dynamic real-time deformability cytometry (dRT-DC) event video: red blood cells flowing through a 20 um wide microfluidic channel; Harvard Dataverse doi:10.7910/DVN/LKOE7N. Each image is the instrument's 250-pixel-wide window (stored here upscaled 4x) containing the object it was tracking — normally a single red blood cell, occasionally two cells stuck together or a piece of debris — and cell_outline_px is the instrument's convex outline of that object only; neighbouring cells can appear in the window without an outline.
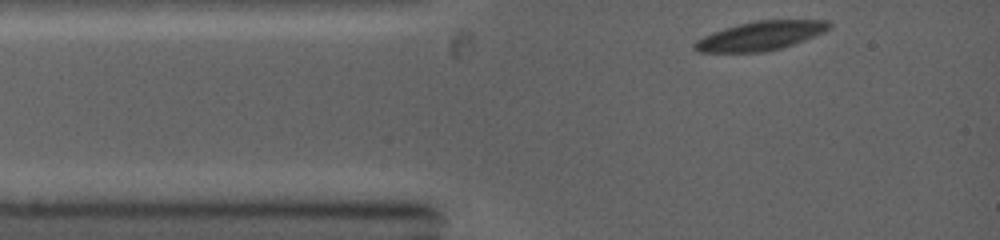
{"species": "common noctule bat (a hibernating species)", "species_latin": "Nyctalus noctula", "temperature_condition": "warm", "stored_images_in_passage": 31, "camera_frame_rate_fps": 5000, "um_per_image_px": 0.085, "animal": {"sex": "female", "body_mass_g": 19.0, "forearm_length_mm": 53.3}, "frame": {"image": 1, "passage_image": 1, "time_ms": 0.0, "image_size_px": [1000, 240], "cell_outline_px": [[832, 24], [824, 32], [804, 40], [780, 48], [764, 52], [700, 52], [692, 48], [692, 44], [696, 40], [712, 32], [724, 28], [756, 20], [828, 20]], "centroid_in_image_um": [64.61, 3.04], "position_along_channel_um": 20.4, "area_um2": 22.6}}
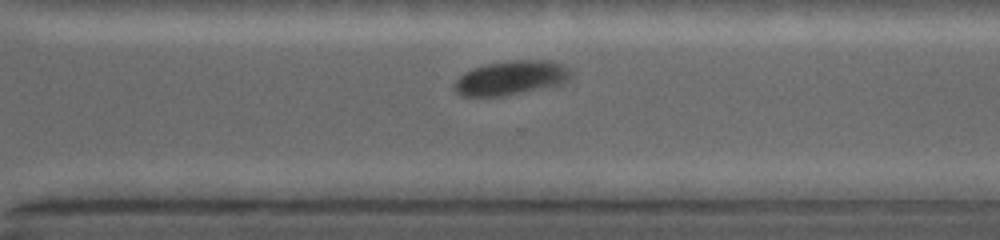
{"frame": {"image": 2, "passage_image": 25, "time_ms": 7.6, "image_size_px": [1000, 240], "cell_outline_px": [[572, 76], [564, 84], [504, 96], [460, 96], [456, 92], [452, 84], [464, 72], [472, 68], [488, 64], [520, 60], [540, 60], [560, 64], [568, 68], [572, 72]], "centroid_in_image_um": [43.43, 6.64], "position_along_channel_um": 327.2, "area_um2": 23.18}}
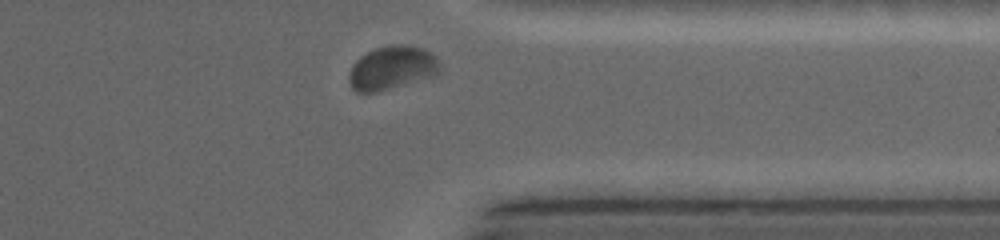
{"frame": {"image": 3, "passage_image": 29, "time_ms": 8.8, "image_size_px": [1000, 240], "cell_outline_px": [[440, 72], [432, 76], [376, 92], [356, 92], [352, 88], [348, 80], [348, 76], [352, 64], [360, 56], [376, 48], [392, 44], [408, 44], [424, 48], [432, 52], [436, 56], [440, 64]], "centroid_in_image_um": [33.32, 5.74], "position_along_channel_um": 378.1, "area_um2": 23.18}}